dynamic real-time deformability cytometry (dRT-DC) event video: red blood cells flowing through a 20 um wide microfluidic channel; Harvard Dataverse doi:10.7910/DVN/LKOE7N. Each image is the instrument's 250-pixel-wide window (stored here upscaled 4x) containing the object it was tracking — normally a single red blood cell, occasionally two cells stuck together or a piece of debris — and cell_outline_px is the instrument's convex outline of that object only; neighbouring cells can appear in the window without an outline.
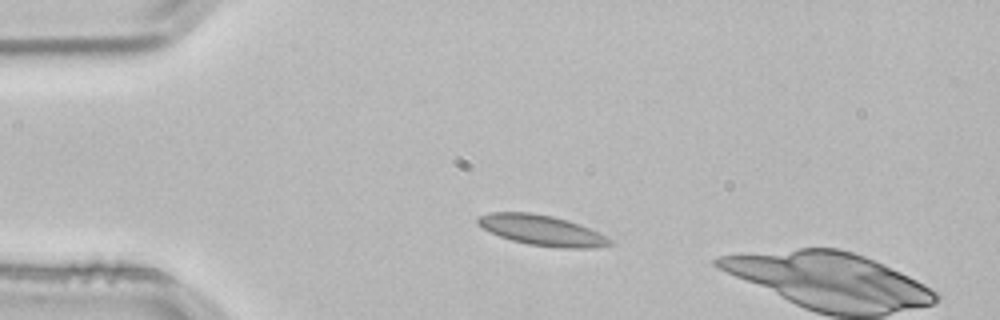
{"species": "common noctule bat (a hibernating species)", "species_latin": "Nyctalus noctula", "temperature_condition": "room temperature", "stored_images_in_passage": 11, "camera_frame_rate_fps": 3000, "um_per_image_px": 0.085, "animal": {"sex": "male", "body_mass_g": 21.5, "forearm_length_mm": 52.0}, "frame": {"image": 1, "passage_image": 8, "time_ms": 2.333, "image_size_px": [1000, 320], "cell_outline_px": [[616, 244], [596, 248], [564, 248], [528, 244], [512, 240], [500, 236], [476, 224], [476, 220], [480, 216], [488, 212], [532, 212], [552, 216], [568, 220], [580, 224], [608, 236]], "centroid_in_image_um": [46.12, 19.57], "position_along_channel_um": 38.9, "area_um2": 23.52}}